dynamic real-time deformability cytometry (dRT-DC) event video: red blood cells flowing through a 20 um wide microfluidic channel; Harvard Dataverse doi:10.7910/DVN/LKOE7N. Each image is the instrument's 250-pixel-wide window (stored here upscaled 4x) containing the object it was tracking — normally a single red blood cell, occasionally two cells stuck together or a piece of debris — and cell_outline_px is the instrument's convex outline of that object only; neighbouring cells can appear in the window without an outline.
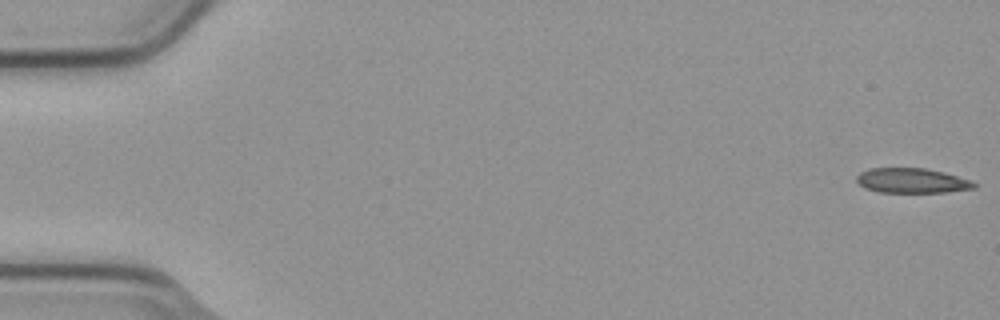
{"species": "common noctule bat (a hibernating species)", "species_latin": "Nyctalus noctula", "temperature_condition": "cold", "stored_images_in_passage": 7, "camera_frame_rate_fps": 3000, "um_per_image_px": 0.085, "animal": {"sex": "male", "body_mass_g": 23.1, "forearm_length_mm": 52.7}, "frame": {"image": 1, "passage_image": 1, "time_ms": 0.0, "image_size_px": [1000, 320], "cell_outline_px": [[976, 188], [948, 192], [880, 192], [868, 188], [860, 184], [856, 180], [856, 176], [860, 172], [868, 168], [924, 168], [944, 172], [968, 180], [976, 184]], "centroid_in_image_um": [77.5, 15.35], "position_along_channel_um": 7.5, "area_um2": 16.82}}
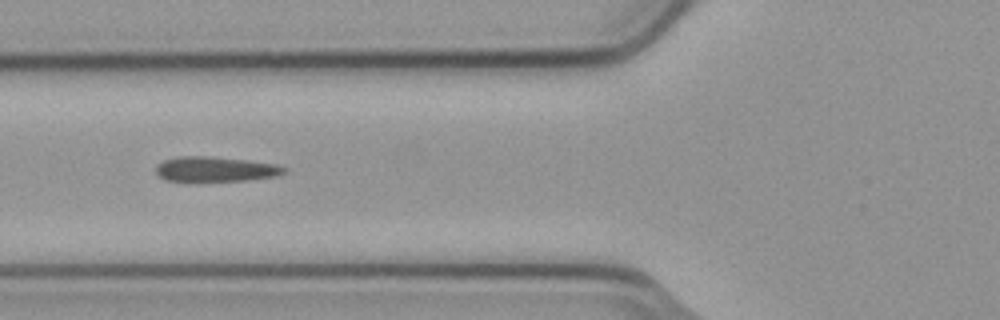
{"frame": {"image": 2, "passage_image": 4, "time_ms": 1.0, "image_size_px": [1000, 320], "cell_outline_px": [[288, 172], [276, 176], [248, 180], [164, 180], [156, 172], [156, 168], [164, 160], [184, 156], [204, 156], [244, 160], [276, 164], [288, 168]], "centroid_in_image_um": [18.38, 14.37], "position_along_channel_um": 107.4, "area_um2": 18.15}}
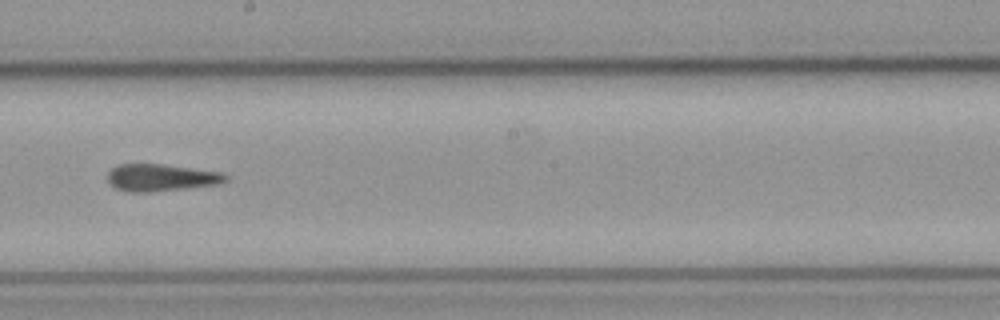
{"frame": {"image": 3, "passage_image": 7, "time_ms": 2.0, "image_size_px": [1000, 320], "cell_outline_px": [[228, 180], [220, 184], [188, 188], [148, 192], [132, 192], [116, 188], [108, 180], [108, 172], [112, 168], [120, 164], [160, 164], [224, 172], [228, 176]], "centroid_in_image_um": [13.75, 15.09], "position_along_channel_um": 234.5, "area_um2": 18.61}}